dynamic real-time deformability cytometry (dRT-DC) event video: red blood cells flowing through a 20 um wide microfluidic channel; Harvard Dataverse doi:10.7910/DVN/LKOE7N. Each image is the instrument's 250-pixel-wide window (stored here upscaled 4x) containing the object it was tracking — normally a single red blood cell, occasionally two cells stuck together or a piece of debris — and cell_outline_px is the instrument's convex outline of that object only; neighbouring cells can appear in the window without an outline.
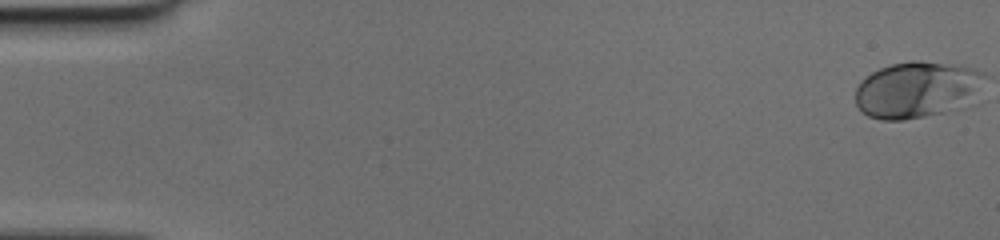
{"species": "human", "species_latin": "Homo sapiens", "temperature_condition": "cold", "stored_images_in_passage": 50, "camera_frame_rate_fps": 3000, "um_per_image_px": 0.085, "donor": {"sex": "female"}, "frame": {"image": 1, "passage_image": 1, "time_ms": 0.0, "image_size_px": [1000, 240], "cell_outline_px": [[980, 104], [924, 116], [904, 120], [884, 120], [868, 116], [856, 104], [856, 88], [872, 72], [880, 68], [892, 64], [912, 60], [968, 68], [976, 72]], "centroid_in_image_um": [77.91, 7.69], "position_along_channel_um": 7.1, "area_um2": 41.62}}
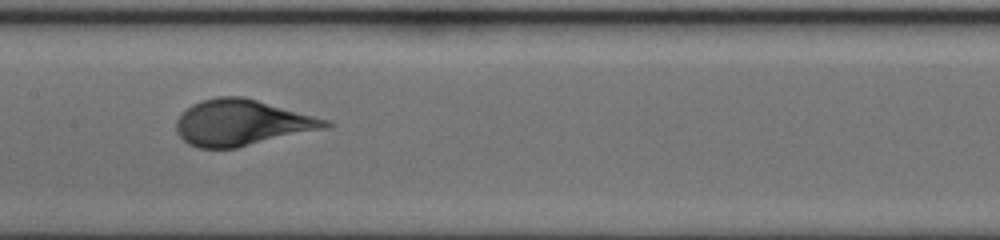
{"frame": {"image": 2, "passage_image": 26, "time_ms": 8.333, "image_size_px": [1000, 240], "cell_outline_px": [[332, 124], [324, 128], [236, 148], [200, 148], [188, 144], [176, 132], [176, 120], [192, 104], [200, 100], [216, 96], [244, 96], [332, 120]], "centroid_in_image_um": [20.55, 10.41], "position_along_channel_um": 186.8, "area_um2": 39.88}}
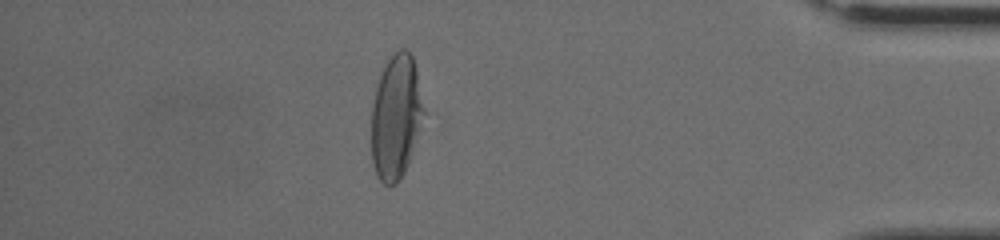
{"frame": {"image": 3, "passage_image": 44, "time_ms": 14.333, "image_size_px": [1000, 240], "cell_outline_px": [[424, 112], [408, 164], [404, 172], [396, 184], [384, 184], [376, 176], [372, 164], [372, 104], [376, 84], [388, 60], [400, 48], [404, 48], [412, 56], [416, 68]], "centroid_in_image_um": [33.63, 9.95], "position_along_channel_um": 401.6, "area_um2": 37.34}}